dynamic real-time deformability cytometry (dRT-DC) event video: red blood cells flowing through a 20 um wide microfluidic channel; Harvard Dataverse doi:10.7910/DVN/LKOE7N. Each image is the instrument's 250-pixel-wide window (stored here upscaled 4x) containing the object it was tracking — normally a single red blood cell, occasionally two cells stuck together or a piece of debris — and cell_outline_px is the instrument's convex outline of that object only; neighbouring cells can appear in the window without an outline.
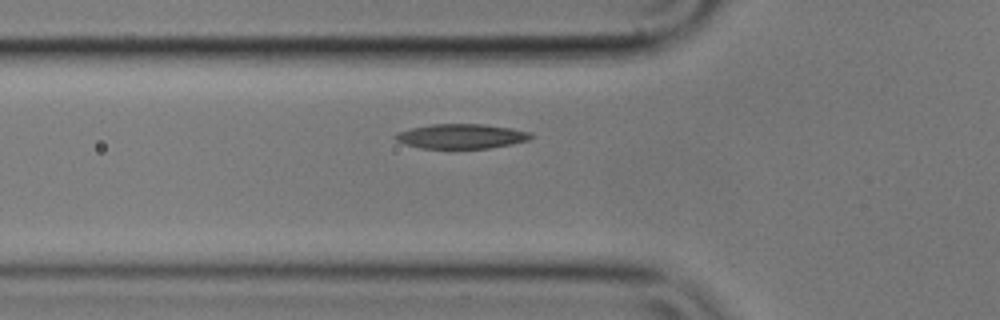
{"species": "common noctule bat (a hibernating species)", "species_latin": "Nyctalus noctula", "temperature_condition": "cold", "stored_images_in_passage": 42, "camera_frame_rate_fps": 3000, "um_per_image_px": 0.085, "animal": {"sex": "male", "body_mass_g": 17.9}, "frame": {"image": 1, "passage_image": 9, "time_ms": 2.667, "image_size_px": [1000, 320], "cell_outline_px": [[536, 136], [528, 140], [512, 144], [488, 148], [420, 148], [404, 144], [396, 140], [392, 136], [400, 132], [412, 128], [432, 124], [484, 124], [512, 128], [532, 132]], "centroid_in_image_um": [39.26, 11.58], "position_along_channel_um": 86.5, "area_um2": 19.54}}
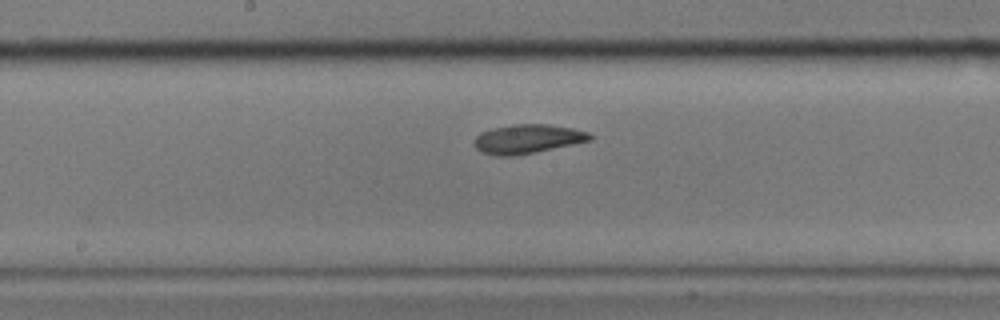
{"frame": {"image": 2, "passage_image": 19, "time_ms": 6.0, "image_size_px": [1000, 320], "cell_outline_px": [[592, 140], [512, 156], [496, 156], [484, 152], [476, 148], [476, 136], [480, 132], [492, 128], [512, 124], [548, 124], [572, 128], [588, 132], [592, 136]], "centroid_in_image_um": [44.84, 11.79], "position_along_channel_um": 203.4, "area_um2": 19.25}}
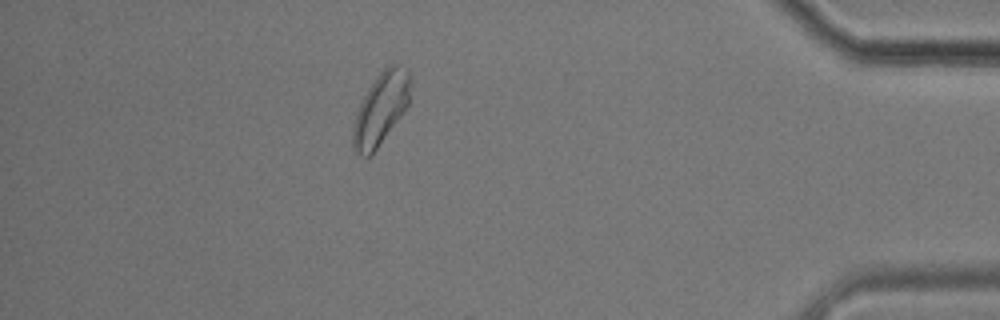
{"frame": {"image": 3, "passage_image": 40, "time_ms": 13.0, "image_size_px": [1000, 320], "cell_outline_px": [[412, 80], [408, 104], [404, 112], [372, 156], [364, 156], [356, 152], [352, 148], [352, 128], [360, 104], [368, 88], [376, 76], [392, 60], [408, 68], [412, 76]], "centroid_in_image_um": [32.41, 9.19], "position_along_channel_um": 402.8, "area_um2": 24.68}, "authors_computed_cell_mechanics": {"area_um2": 19.1607, "velocity_mm_per_s": 3.4828, "shape_relaxation_time_tau1_ms": null, "shape_relaxation_time_tau2_ms": 3.6354, "deformation_change_tau1": null, "deformation_change_tau2": 0.0769}}